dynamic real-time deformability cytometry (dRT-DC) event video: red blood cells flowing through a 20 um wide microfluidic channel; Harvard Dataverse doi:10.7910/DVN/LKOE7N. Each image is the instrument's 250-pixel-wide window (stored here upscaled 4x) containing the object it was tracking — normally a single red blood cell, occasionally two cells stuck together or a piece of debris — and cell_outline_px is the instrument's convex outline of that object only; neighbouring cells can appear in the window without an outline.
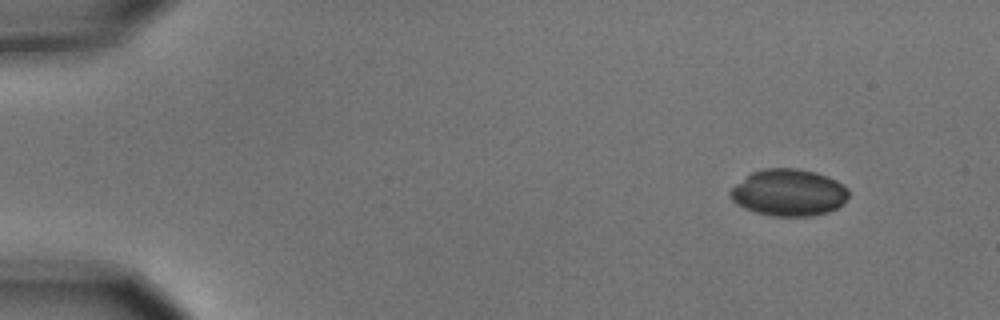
{"species": "common noctule bat (a hibernating species)", "species_latin": "Nyctalus noctula", "temperature_condition": "cold", "stored_images_in_passage": 4, "camera_frame_rate_fps": 3000, "um_per_image_px": 0.085, "animal": {"sex": "male", "body_mass_g": 15.6}, "frame": {"image": 1, "passage_image": 1, "time_ms": 0.0, "image_size_px": [1000, 320], "cell_outline_px": [[848, 196], [836, 208], [828, 212], [812, 216], [772, 216], [756, 212], [744, 208], [732, 200], [728, 192], [736, 184], [752, 172], [764, 168], [796, 168], [816, 172], [836, 180], [848, 188]], "centroid_in_image_um": [67.03, 16.37], "position_along_channel_um": 18.0, "area_um2": 32.14}}
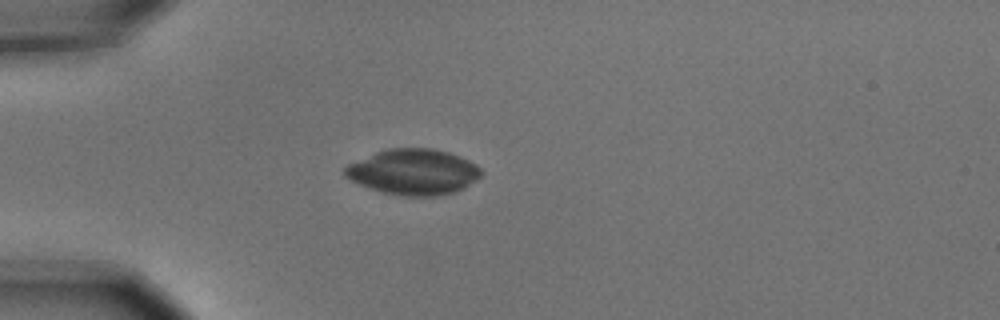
{"frame": {"image": 2, "passage_image": 4, "time_ms": 1.0, "image_size_px": [1000, 320], "cell_outline_px": [[484, 172], [476, 180], [464, 188], [456, 192], [436, 196], [404, 196], [380, 192], [360, 184], [344, 176], [344, 168], [348, 164], [376, 152], [388, 148], [432, 148], [448, 152], [460, 156], [476, 164]], "centroid_in_image_um": [35.16, 14.61], "position_along_channel_um": 49.8, "area_um2": 36.36}}